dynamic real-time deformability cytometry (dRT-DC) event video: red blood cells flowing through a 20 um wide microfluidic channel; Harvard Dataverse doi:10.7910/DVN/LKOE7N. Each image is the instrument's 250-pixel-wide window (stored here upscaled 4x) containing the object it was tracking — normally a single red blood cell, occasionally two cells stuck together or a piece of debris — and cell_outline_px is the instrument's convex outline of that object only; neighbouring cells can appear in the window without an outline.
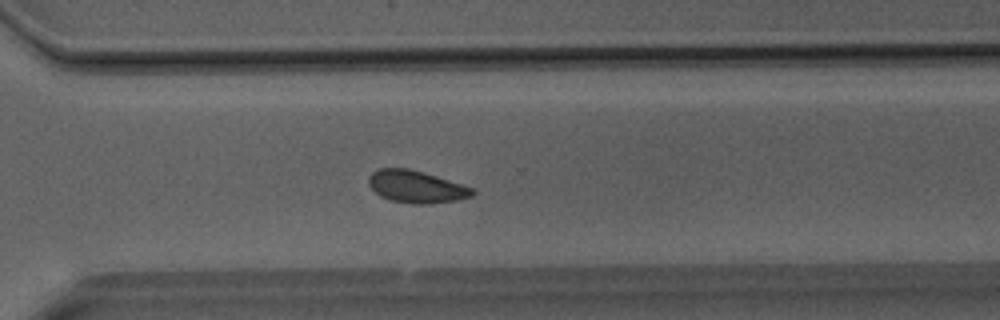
{"species": "Egyptian fruit bat (a non-hibernating species)", "species_latin": "Rousettus aegyptiacus", "temperature_condition": "room temperature", "stored_images_in_passage": 41, "camera_frame_rate_fps": 3000, "um_per_image_px": 0.085, "animal": {"sex": "male"}, "frame": {"image": 1, "passage_image": 29, "time_ms": 9.333, "image_size_px": [1000, 320], "cell_outline_px": [[476, 192], [472, 196], [456, 200], [424, 204], [412, 204], [392, 200], [380, 196], [368, 184], [368, 176], [376, 168], [408, 168], [424, 172], [472, 188]], "centroid_in_image_um": [35.34, 15.86], "position_along_channel_um": 335.3, "area_um2": 19.36}}
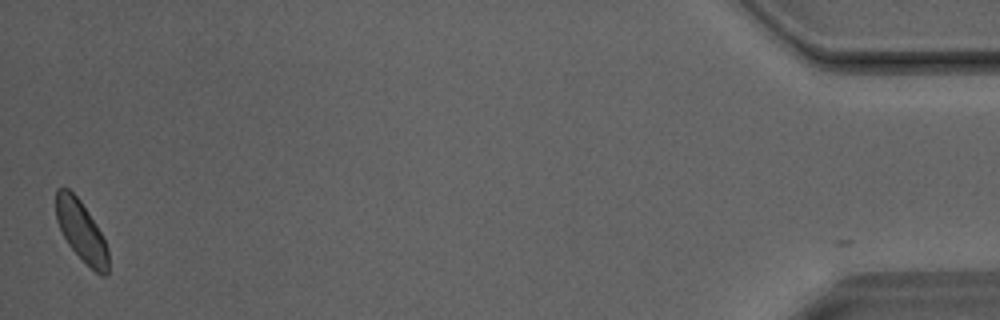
{"frame": {"image": 2, "passage_image": 40, "time_ms": 13.0, "image_size_px": [1000, 320], "cell_outline_px": [[108, 272], [104, 276], [100, 276], [68, 244], [56, 220], [56, 188], [68, 188], [80, 200], [96, 224], [108, 248]], "centroid_in_image_um": [6.91, 19.63], "position_along_channel_um": 428.3, "area_um2": 18.03}}